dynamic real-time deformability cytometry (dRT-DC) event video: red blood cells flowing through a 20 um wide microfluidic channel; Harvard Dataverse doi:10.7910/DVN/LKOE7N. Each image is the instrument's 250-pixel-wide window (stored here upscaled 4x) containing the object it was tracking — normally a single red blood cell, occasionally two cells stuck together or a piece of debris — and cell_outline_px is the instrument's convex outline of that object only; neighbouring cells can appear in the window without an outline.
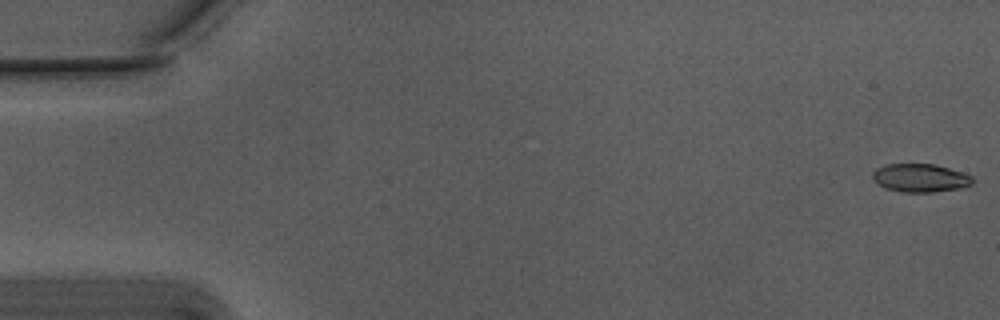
{"species": "Egyptian fruit bat (a non-hibernating species)", "species_latin": "Rousettus aegyptiacus", "temperature_condition": "warm", "stored_images_in_passage": 55, "camera_frame_rate_fps": 3000, "um_per_image_px": 0.085, "animal": {"sex": "male"}, "frame": {"image": 1, "passage_image": 1, "time_ms": 0.0, "image_size_px": [1000, 320], "cell_outline_px": [[972, 184], [960, 188], [932, 192], [900, 192], [876, 184], [872, 180], [872, 172], [876, 168], [888, 164], [936, 164], [972, 176]], "centroid_in_image_um": [78.17, 15.12], "position_along_channel_um": 6.8, "area_um2": 16.42}}
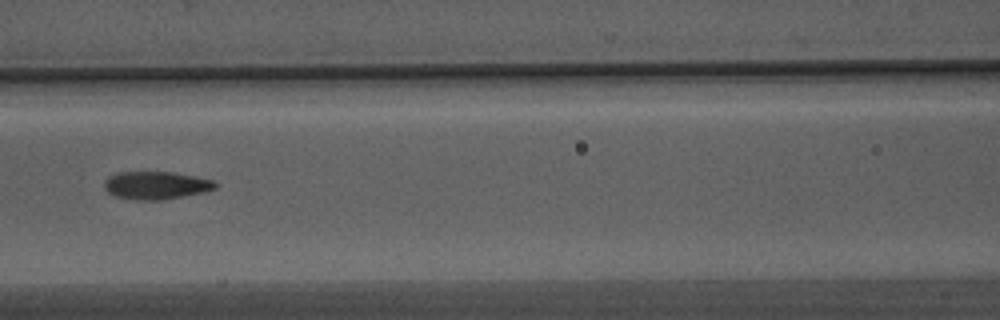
{"frame": {"image": 2, "passage_image": 25, "time_ms": 8.0, "image_size_px": [1000, 320], "cell_outline_px": [[216, 188], [200, 192], [160, 200], [136, 200], [116, 196], [108, 192], [104, 188], [104, 180], [108, 176], [116, 172], [172, 172], [196, 176], [212, 180], [216, 184]], "centroid_in_image_um": [13.19, 15.74], "position_along_channel_um": 153.4, "area_um2": 17.8}}
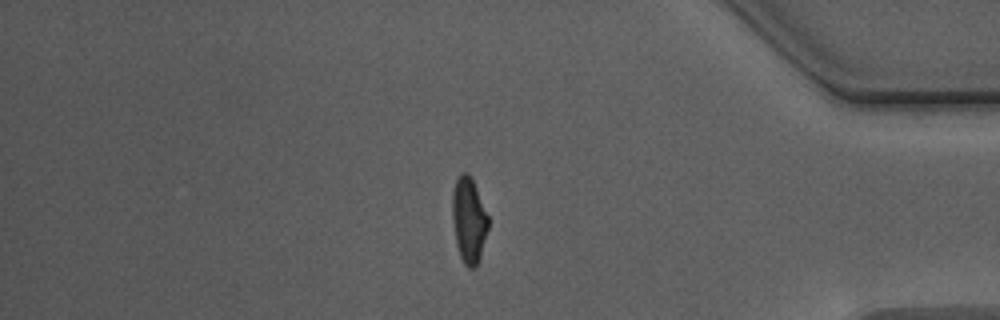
{"frame": {"image": 3, "passage_image": 47, "time_ms": 15.333, "image_size_px": [1000, 320], "cell_outline_px": [[488, 228], [480, 256], [476, 268], [468, 268], [464, 264], [460, 256], [456, 244], [452, 220], [452, 196], [456, 180], [460, 172], [468, 172], [476, 188], [488, 216]], "centroid_in_image_um": [39.83, 18.72], "position_along_channel_um": 395.4, "area_um2": 17.8}}